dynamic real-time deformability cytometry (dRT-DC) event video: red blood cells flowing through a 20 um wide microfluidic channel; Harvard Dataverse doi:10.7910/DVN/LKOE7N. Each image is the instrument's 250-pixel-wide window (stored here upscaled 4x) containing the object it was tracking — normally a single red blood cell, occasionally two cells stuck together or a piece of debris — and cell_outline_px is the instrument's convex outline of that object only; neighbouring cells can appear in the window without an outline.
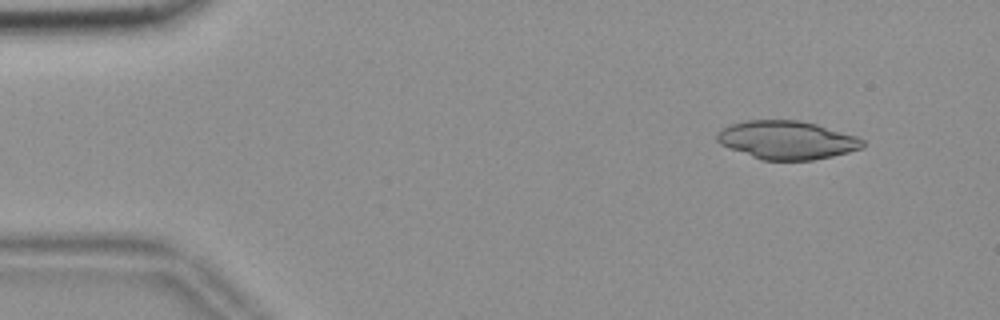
{"species": "common noctule bat (a hibernating species)", "species_latin": "Nyctalus noctula", "temperature_condition": "room temperature", "stored_images_in_passage": 51, "camera_frame_rate_fps": 3000, "um_per_image_px": 0.085, "animal": {"sex": "female", "body_mass_g": 18.4}, "frame": {"image": 1, "passage_image": 1, "time_ms": 0.0, "image_size_px": [1000, 320], "cell_outline_px": [[864, 148], [832, 156], [812, 160], [760, 160], [720, 144], [716, 140], [716, 132], [732, 124], [748, 120], [796, 120], [816, 124], [856, 136], [864, 140]], "centroid_in_image_um": [66.88, 11.91], "position_along_channel_um": 18.1, "area_um2": 32.43}}
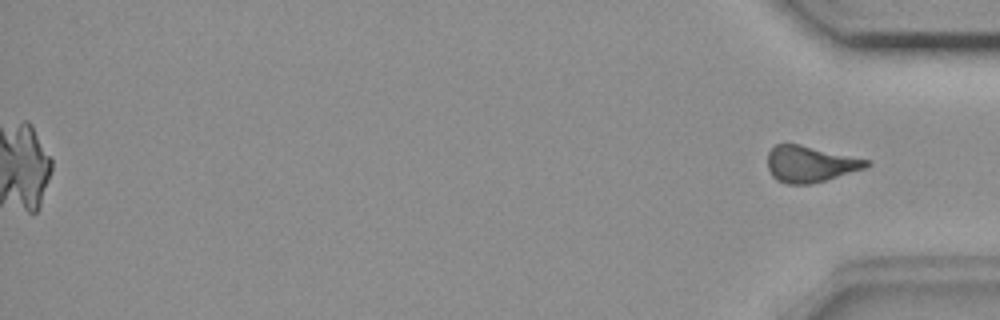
{"frame": {"image": 2, "passage_image": 51, "time_ms": 16.667, "image_size_px": [1000, 320], "cell_outline_px": [[872, 164], [864, 168], [812, 184], [788, 184], [776, 180], [772, 176], [768, 168], [768, 152], [776, 144], [800, 144], [872, 160]], "centroid_in_image_um": [68.88, 13.93], "position_along_channel_um": 366.3, "area_um2": 20.92}}